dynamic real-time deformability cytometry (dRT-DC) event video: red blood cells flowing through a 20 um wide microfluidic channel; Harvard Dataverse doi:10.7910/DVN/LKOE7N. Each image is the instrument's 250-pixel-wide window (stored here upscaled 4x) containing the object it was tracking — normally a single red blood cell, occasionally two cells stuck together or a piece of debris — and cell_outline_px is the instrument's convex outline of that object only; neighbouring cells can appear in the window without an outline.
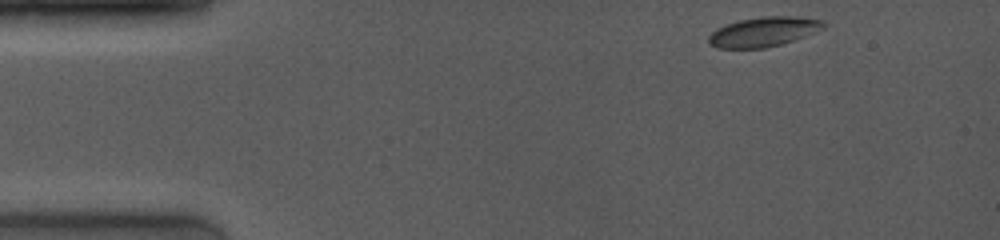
{"species": "common noctule bat (a hibernating species)", "species_latin": "Nyctalus noctula", "temperature_condition": "room temperature", "stored_images_in_passage": 7, "camera_frame_rate_fps": 4000, "um_per_image_px": 0.085, "animal": {"sex": "female", "body_mass_g": 19.0, "forearm_length_mm": 53.3}, "frame": {"image": 1, "passage_image": 1, "time_ms": 0.0, "image_size_px": [1000, 240], "cell_outline_px": [[828, 24], [824, 28], [816, 32], [780, 44], [764, 48], [716, 48], [708, 44], [708, 36], [716, 28], [724, 24], [740, 20], [764, 16], [796, 16], [820, 20]], "centroid_in_image_um": [64.87, 2.7], "position_along_channel_um": 20.1, "area_um2": 19.88}}
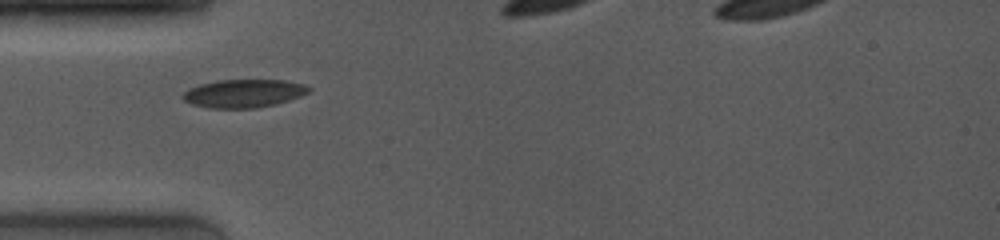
{"frame": {"image": 2, "passage_image": 5, "time_ms": 3.25, "image_size_px": [1000, 240], "cell_outline_px": [[312, 88], [308, 92], [300, 96], [276, 104], [256, 108], [208, 108], [192, 104], [184, 100], [180, 96], [188, 88], [200, 84], [216, 80], [284, 80], [304, 84]], "centroid_in_image_um": [20.69, 7.94], "position_along_channel_um": 64.3, "area_um2": 20.75}}